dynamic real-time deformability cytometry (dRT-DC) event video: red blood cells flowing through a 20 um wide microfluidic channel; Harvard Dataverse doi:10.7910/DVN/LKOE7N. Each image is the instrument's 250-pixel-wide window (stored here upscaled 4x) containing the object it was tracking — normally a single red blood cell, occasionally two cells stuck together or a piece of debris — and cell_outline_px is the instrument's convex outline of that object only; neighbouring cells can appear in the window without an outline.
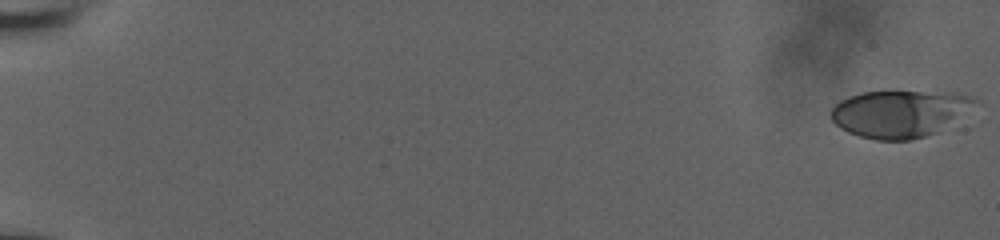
{"species": "human", "species_latin": "Homo sapiens", "temperature_condition": "room temperature", "stored_images_in_passage": 57, "camera_frame_rate_fps": 3000, "um_per_image_px": 0.085, "donor": {"sex": "male"}, "frame": {"image": 1, "passage_image": 1, "time_ms": 0.0, "image_size_px": [1000, 240], "cell_outline_px": [[980, 100], [936, 132], [924, 136], [908, 140], [876, 140], [860, 136], [848, 132], [840, 128], [832, 120], [832, 108], [840, 100], [848, 96], [864, 92], [956, 92]], "centroid_in_image_um": [76.41, 9.65], "position_along_channel_um": 8.6, "area_um2": 38.73}}
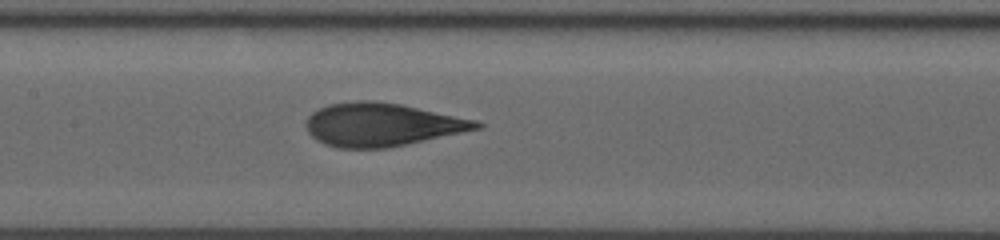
{"frame": {"image": 2, "passage_image": 31, "time_ms": 10.0, "image_size_px": [1000, 240], "cell_outline_px": [[484, 128], [388, 148], [336, 148], [324, 144], [316, 140], [308, 132], [304, 124], [308, 116], [312, 112], [328, 104], [360, 100], [372, 100], [400, 104], [476, 120], [484, 124]], "centroid_in_image_um": [32.44, 10.6], "position_along_channel_um": 175.0, "area_um2": 43.06}}
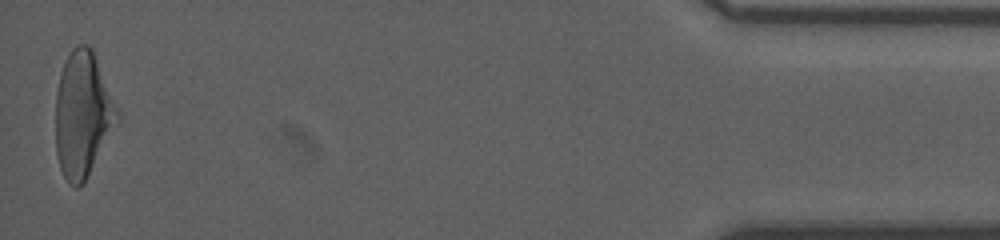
{"frame": {"image": 3, "passage_image": 57, "time_ms": 18.667, "image_size_px": [1000, 240], "cell_outline_px": [[120, 124], [84, 180], [76, 188], [68, 184], [60, 168], [56, 152], [56, 92], [60, 72], [64, 60], [72, 48], [76, 44], [88, 44], [92, 48], [120, 112]], "centroid_in_image_um": [7.05, 9.7], "position_along_channel_um": 428.1, "area_um2": 45.66}, "authors_computed_cell_mechanics": {"area_um2": 42.3674, "velocity_mm_per_s": 3.8333, "shape_relaxation_time_tau1_ms": 6.5266, "shape_relaxation_time_tau2_ms": 1.0721, "deformation_change_tau1": 0.2212, "deformation_change_tau2": 0.0932}}